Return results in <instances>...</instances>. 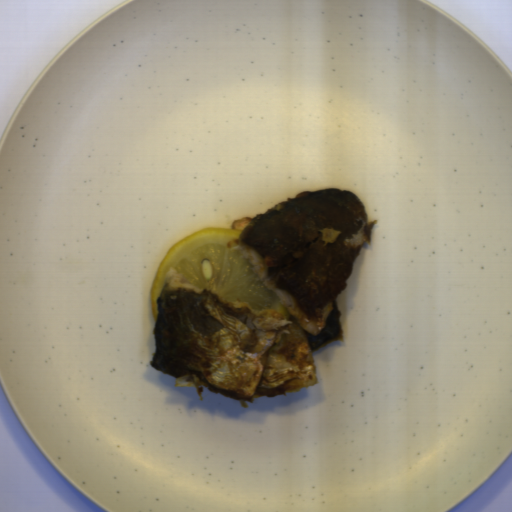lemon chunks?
<instances>
[{
	"instance_id": "lemon-chunks-1",
	"label": "lemon chunks",
	"mask_w": 512,
	"mask_h": 512,
	"mask_svg": "<svg viewBox=\"0 0 512 512\" xmlns=\"http://www.w3.org/2000/svg\"><path fill=\"white\" fill-rule=\"evenodd\" d=\"M241 233L240 228H204L181 238L167 251L150 289L155 321L170 268L182 275L183 283L209 288L231 302H247L258 311L270 309L285 318L290 316L289 310L280 305L277 293L268 289L252 270L241 247Z\"/></svg>"
}]
</instances>
